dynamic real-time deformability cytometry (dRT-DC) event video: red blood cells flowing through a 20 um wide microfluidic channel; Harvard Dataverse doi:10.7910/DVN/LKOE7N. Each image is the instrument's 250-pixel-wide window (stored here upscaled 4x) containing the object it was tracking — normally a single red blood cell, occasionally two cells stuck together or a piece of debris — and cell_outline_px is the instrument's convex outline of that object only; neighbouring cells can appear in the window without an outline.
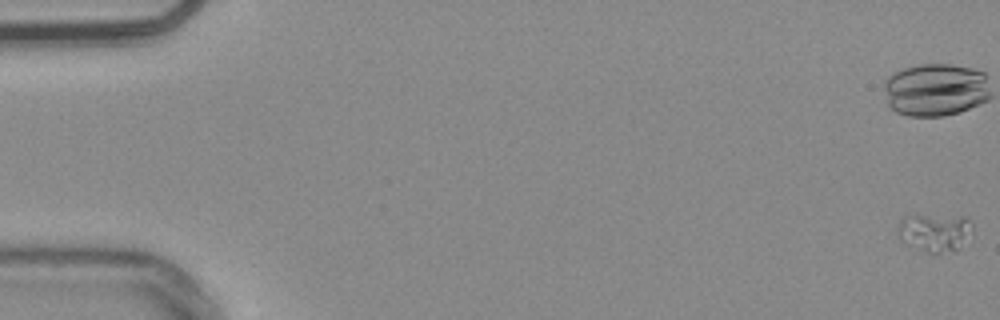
{"species": "common noctule bat (a hibernating species)", "species_latin": "Nyctalus noctula", "temperature_condition": "warm", "stored_images_in_passage": 16, "camera_frame_rate_fps": 3000, "um_per_image_px": 0.085, "animal": {"sex": "male", "body_mass_g": 20.4}, "frame": {"image": 1, "passage_image": 1, "time_ms": 0.0, "image_size_px": [1000, 320], "cell_outline_px": [[972, 228], [960, 248], [956, 252], [936, 256], [924, 252], [900, 240], [896, 232], [896, 228], [900, 220], [904, 216], [964, 216], [972, 224]], "centroid_in_image_um": [79.42, 19.81], "position_along_channel_um": 5.6, "area_um2": 16.94}}
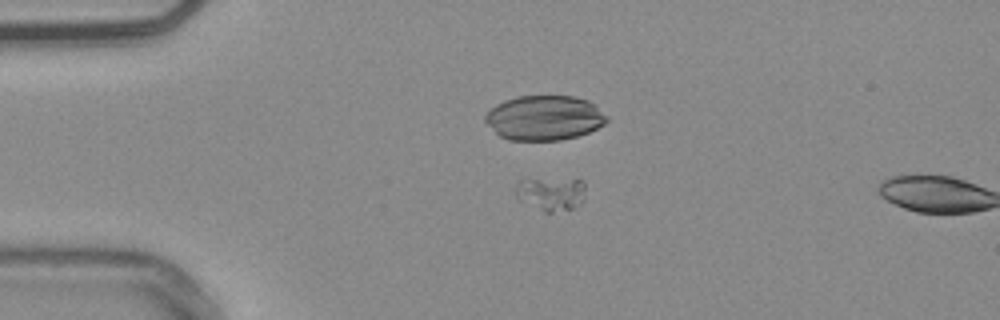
{"frame": {"image": 2, "passage_image": 14, "time_ms": 4.333, "image_size_px": [1000, 320], "cell_outline_px": [[584, 200], [580, 204], [572, 208], [552, 212], [544, 212], [516, 200], [516, 188], [520, 180], [584, 180]], "centroid_in_image_um": [46.82, 16.5], "position_along_channel_um": 38.2, "area_um2": 13.47}}